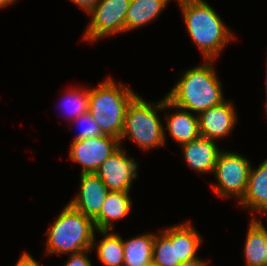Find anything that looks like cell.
Returning <instances> with one entry per match:
<instances>
[{
	"label": "cell",
	"instance_id": "17",
	"mask_svg": "<svg viewBox=\"0 0 267 266\" xmlns=\"http://www.w3.org/2000/svg\"><path fill=\"white\" fill-rule=\"evenodd\" d=\"M242 248L245 266H265L267 264V228L252 215Z\"/></svg>",
	"mask_w": 267,
	"mask_h": 266
},
{
	"label": "cell",
	"instance_id": "10",
	"mask_svg": "<svg viewBox=\"0 0 267 266\" xmlns=\"http://www.w3.org/2000/svg\"><path fill=\"white\" fill-rule=\"evenodd\" d=\"M232 101H224L198 115L200 136L214 141L232 135L238 122L237 112Z\"/></svg>",
	"mask_w": 267,
	"mask_h": 266
},
{
	"label": "cell",
	"instance_id": "6",
	"mask_svg": "<svg viewBox=\"0 0 267 266\" xmlns=\"http://www.w3.org/2000/svg\"><path fill=\"white\" fill-rule=\"evenodd\" d=\"M251 166L246 156L221 149L213 172L216 182L210 183L211 188L220 198L234 197L239 203L247 190Z\"/></svg>",
	"mask_w": 267,
	"mask_h": 266
},
{
	"label": "cell",
	"instance_id": "29",
	"mask_svg": "<svg viewBox=\"0 0 267 266\" xmlns=\"http://www.w3.org/2000/svg\"><path fill=\"white\" fill-rule=\"evenodd\" d=\"M267 63V62H266ZM265 89H266V91H265V93H266V106L264 107L265 108V111H266V113H267V66H266V82H265ZM267 115V114H266Z\"/></svg>",
	"mask_w": 267,
	"mask_h": 266
},
{
	"label": "cell",
	"instance_id": "1",
	"mask_svg": "<svg viewBox=\"0 0 267 266\" xmlns=\"http://www.w3.org/2000/svg\"><path fill=\"white\" fill-rule=\"evenodd\" d=\"M214 61L216 60L204 59L203 64L186 69L165 94L166 98L175 106L196 115L226 101Z\"/></svg>",
	"mask_w": 267,
	"mask_h": 266
},
{
	"label": "cell",
	"instance_id": "7",
	"mask_svg": "<svg viewBox=\"0 0 267 266\" xmlns=\"http://www.w3.org/2000/svg\"><path fill=\"white\" fill-rule=\"evenodd\" d=\"M131 0H100L87 14L90 21L82 40L97 42L125 33V17Z\"/></svg>",
	"mask_w": 267,
	"mask_h": 266
},
{
	"label": "cell",
	"instance_id": "14",
	"mask_svg": "<svg viewBox=\"0 0 267 266\" xmlns=\"http://www.w3.org/2000/svg\"><path fill=\"white\" fill-rule=\"evenodd\" d=\"M216 142L200 136L189 143L182 144L180 148H182L184 161L189 168L199 174H213L218 155L221 152Z\"/></svg>",
	"mask_w": 267,
	"mask_h": 266
},
{
	"label": "cell",
	"instance_id": "23",
	"mask_svg": "<svg viewBox=\"0 0 267 266\" xmlns=\"http://www.w3.org/2000/svg\"><path fill=\"white\" fill-rule=\"evenodd\" d=\"M73 123L81 129L79 133L75 135L73 140H83L102 135L98 123L93 119L89 112H86L73 120L71 125H69V128Z\"/></svg>",
	"mask_w": 267,
	"mask_h": 266
},
{
	"label": "cell",
	"instance_id": "27",
	"mask_svg": "<svg viewBox=\"0 0 267 266\" xmlns=\"http://www.w3.org/2000/svg\"><path fill=\"white\" fill-rule=\"evenodd\" d=\"M207 264H208V261L206 263V260L196 257L194 259L182 262L178 266H207Z\"/></svg>",
	"mask_w": 267,
	"mask_h": 266
},
{
	"label": "cell",
	"instance_id": "19",
	"mask_svg": "<svg viewBox=\"0 0 267 266\" xmlns=\"http://www.w3.org/2000/svg\"><path fill=\"white\" fill-rule=\"evenodd\" d=\"M155 233L147 232L122 239L124 250L123 266H152Z\"/></svg>",
	"mask_w": 267,
	"mask_h": 266
},
{
	"label": "cell",
	"instance_id": "5",
	"mask_svg": "<svg viewBox=\"0 0 267 266\" xmlns=\"http://www.w3.org/2000/svg\"><path fill=\"white\" fill-rule=\"evenodd\" d=\"M163 112V99L147 102L138 94L132 99L126 110L124 127L120 137V146L124 139L133 141L143 151L166 146V131L159 113Z\"/></svg>",
	"mask_w": 267,
	"mask_h": 266
},
{
	"label": "cell",
	"instance_id": "13",
	"mask_svg": "<svg viewBox=\"0 0 267 266\" xmlns=\"http://www.w3.org/2000/svg\"><path fill=\"white\" fill-rule=\"evenodd\" d=\"M160 231L175 243L176 266L180 263L194 259L198 254L203 238L193 227L190 220L160 229ZM202 242V243H201Z\"/></svg>",
	"mask_w": 267,
	"mask_h": 266
},
{
	"label": "cell",
	"instance_id": "28",
	"mask_svg": "<svg viewBox=\"0 0 267 266\" xmlns=\"http://www.w3.org/2000/svg\"><path fill=\"white\" fill-rule=\"evenodd\" d=\"M18 0H0V9H4L9 7V5H13Z\"/></svg>",
	"mask_w": 267,
	"mask_h": 266
},
{
	"label": "cell",
	"instance_id": "15",
	"mask_svg": "<svg viewBox=\"0 0 267 266\" xmlns=\"http://www.w3.org/2000/svg\"><path fill=\"white\" fill-rule=\"evenodd\" d=\"M238 205L267 217V158L256 169L251 166L247 190Z\"/></svg>",
	"mask_w": 267,
	"mask_h": 266
},
{
	"label": "cell",
	"instance_id": "26",
	"mask_svg": "<svg viewBox=\"0 0 267 266\" xmlns=\"http://www.w3.org/2000/svg\"><path fill=\"white\" fill-rule=\"evenodd\" d=\"M77 7L88 13L100 0H69Z\"/></svg>",
	"mask_w": 267,
	"mask_h": 266
},
{
	"label": "cell",
	"instance_id": "24",
	"mask_svg": "<svg viewBox=\"0 0 267 266\" xmlns=\"http://www.w3.org/2000/svg\"><path fill=\"white\" fill-rule=\"evenodd\" d=\"M92 249H86L81 252L70 254L63 266H93L89 254Z\"/></svg>",
	"mask_w": 267,
	"mask_h": 266
},
{
	"label": "cell",
	"instance_id": "25",
	"mask_svg": "<svg viewBox=\"0 0 267 266\" xmlns=\"http://www.w3.org/2000/svg\"><path fill=\"white\" fill-rule=\"evenodd\" d=\"M15 266H40V264L29 252L24 251L22 255H20Z\"/></svg>",
	"mask_w": 267,
	"mask_h": 266
},
{
	"label": "cell",
	"instance_id": "21",
	"mask_svg": "<svg viewBox=\"0 0 267 266\" xmlns=\"http://www.w3.org/2000/svg\"><path fill=\"white\" fill-rule=\"evenodd\" d=\"M78 86L68 89L61 96L60 107L66 112V118L72 122L80 115L88 112L90 88ZM64 96V97H63ZM66 109V110H65ZM64 112V113H65ZM63 114V113H62Z\"/></svg>",
	"mask_w": 267,
	"mask_h": 266
},
{
	"label": "cell",
	"instance_id": "20",
	"mask_svg": "<svg viewBox=\"0 0 267 266\" xmlns=\"http://www.w3.org/2000/svg\"><path fill=\"white\" fill-rule=\"evenodd\" d=\"M96 233L101 235V240L96 239ZM95 245V246H94ZM96 247L98 260L104 266H123L124 250L122 237L109 230L95 231L92 250Z\"/></svg>",
	"mask_w": 267,
	"mask_h": 266
},
{
	"label": "cell",
	"instance_id": "12",
	"mask_svg": "<svg viewBox=\"0 0 267 266\" xmlns=\"http://www.w3.org/2000/svg\"><path fill=\"white\" fill-rule=\"evenodd\" d=\"M170 109L174 112L170 113ZM163 112H165L164 130L179 146L200 137L198 115L175 106L166 98V95L163 97Z\"/></svg>",
	"mask_w": 267,
	"mask_h": 266
},
{
	"label": "cell",
	"instance_id": "16",
	"mask_svg": "<svg viewBox=\"0 0 267 266\" xmlns=\"http://www.w3.org/2000/svg\"><path fill=\"white\" fill-rule=\"evenodd\" d=\"M130 192L109 191L99 215L93 220L96 231L113 230V222L125 218L131 211Z\"/></svg>",
	"mask_w": 267,
	"mask_h": 266
},
{
	"label": "cell",
	"instance_id": "11",
	"mask_svg": "<svg viewBox=\"0 0 267 266\" xmlns=\"http://www.w3.org/2000/svg\"><path fill=\"white\" fill-rule=\"evenodd\" d=\"M79 191L68 203L94 220L109 193L102 179L95 173H80Z\"/></svg>",
	"mask_w": 267,
	"mask_h": 266
},
{
	"label": "cell",
	"instance_id": "22",
	"mask_svg": "<svg viewBox=\"0 0 267 266\" xmlns=\"http://www.w3.org/2000/svg\"><path fill=\"white\" fill-rule=\"evenodd\" d=\"M152 266H176L175 243L161 232L155 233Z\"/></svg>",
	"mask_w": 267,
	"mask_h": 266
},
{
	"label": "cell",
	"instance_id": "9",
	"mask_svg": "<svg viewBox=\"0 0 267 266\" xmlns=\"http://www.w3.org/2000/svg\"><path fill=\"white\" fill-rule=\"evenodd\" d=\"M138 169V162L120 146L99 166L95 174L102 179L109 191L130 192L133 180L138 177Z\"/></svg>",
	"mask_w": 267,
	"mask_h": 266
},
{
	"label": "cell",
	"instance_id": "3",
	"mask_svg": "<svg viewBox=\"0 0 267 266\" xmlns=\"http://www.w3.org/2000/svg\"><path fill=\"white\" fill-rule=\"evenodd\" d=\"M136 95L131 87L117 84L111 76L90 88L88 112L98 123L102 135L120 140L127 107Z\"/></svg>",
	"mask_w": 267,
	"mask_h": 266
},
{
	"label": "cell",
	"instance_id": "18",
	"mask_svg": "<svg viewBox=\"0 0 267 266\" xmlns=\"http://www.w3.org/2000/svg\"><path fill=\"white\" fill-rule=\"evenodd\" d=\"M171 0H131L125 17V33L157 19ZM175 1V0H174Z\"/></svg>",
	"mask_w": 267,
	"mask_h": 266
},
{
	"label": "cell",
	"instance_id": "2",
	"mask_svg": "<svg viewBox=\"0 0 267 266\" xmlns=\"http://www.w3.org/2000/svg\"><path fill=\"white\" fill-rule=\"evenodd\" d=\"M181 9L187 33L204 59L216 60L234 33L205 0H176Z\"/></svg>",
	"mask_w": 267,
	"mask_h": 266
},
{
	"label": "cell",
	"instance_id": "8",
	"mask_svg": "<svg viewBox=\"0 0 267 266\" xmlns=\"http://www.w3.org/2000/svg\"><path fill=\"white\" fill-rule=\"evenodd\" d=\"M119 147L120 140L109 135L73 140L69 148V158L81 165V174L95 173Z\"/></svg>",
	"mask_w": 267,
	"mask_h": 266
},
{
	"label": "cell",
	"instance_id": "4",
	"mask_svg": "<svg viewBox=\"0 0 267 266\" xmlns=\"http://www.w3.org/2000/svg\"><path fill=\"white\" fill-rule=\"evenodd\" d=\"M46 231L45 252L47 255L73 254L92 249L95 226L93 220L69 203ZM53 254V255H52Z\"/></svg>",
	"mask_w": 267,
	"mask_h": 266
}]
</instances>
